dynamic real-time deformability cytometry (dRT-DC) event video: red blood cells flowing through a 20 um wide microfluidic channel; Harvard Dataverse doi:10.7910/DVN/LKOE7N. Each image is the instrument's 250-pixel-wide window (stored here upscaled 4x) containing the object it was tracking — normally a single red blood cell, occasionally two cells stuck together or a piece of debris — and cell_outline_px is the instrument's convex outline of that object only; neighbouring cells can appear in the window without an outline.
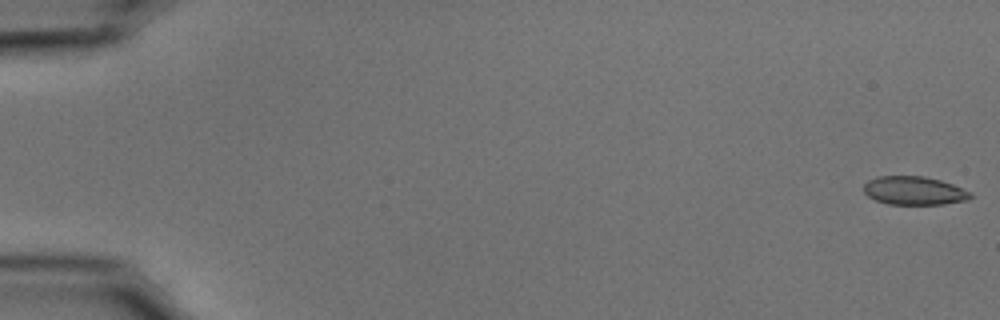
{"species": "common noctule bat (a hibernating species)", "species_latin": "Nyctalus noctula", "temperature_condition": "cold", "stored_images_in_passage": 54, "camera_frame_rate_fps": 3000, "um_per_image_px": 0.085, "animal": {"sex": "male", "body_mass_g": 15.6}, "frame": {"image": 1, "passage_image": 1, "time_ms": 0.0, "image_size_px": [1000, 320], "cell_outline_px": [[972, 196], [968, 200], [944, 204], [888, 204], [876, 200], [868, 196], [864, 192], [864, 184], [868, 180], [876, 176], [924, 176], [940, 180], [952, 184], [972, 192]], "centroid_in_image_um": [77.7, 16.2], "position_along_channel_um": 7.3, "area_um2": 17.74}}
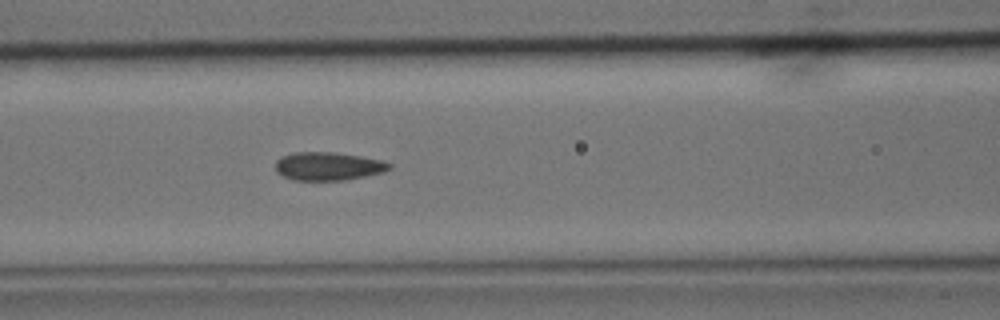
{"frame": {"image": 2, "passage_image": 24, "time_ms": 7.667, "image_size_px": [1000, 320], "cell_outline_px": [[392, 168], [384, 172], [344, 180], [296, 180], [284, 176], [276, 172], [276, 160], [280, 156], [292, 152], [336, 152], [384, 160], [392, 164]], "centroid_in_image_um": [27.91, 14.11], "position_along_channel_um": 138.7, "area_um2": 18.9}}
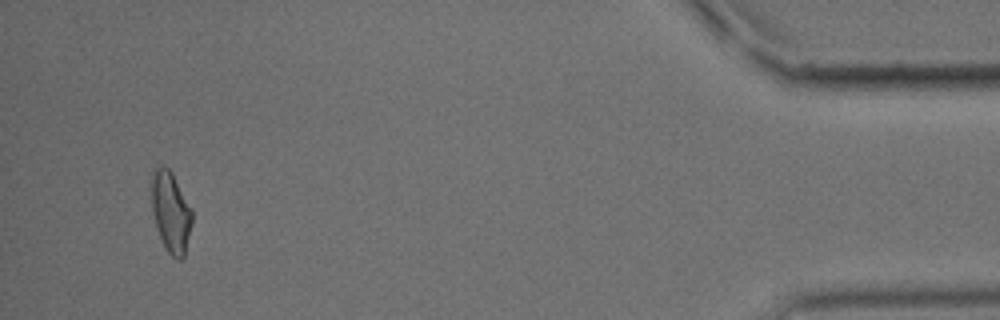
{"frame": {"image": 3, "passage_image": 52, "time_ms": 17.0, "image_size_px": [1000, 320], "cell_outline_px": [[192, 224], [184, 256], [180, 260], [176, 260], [164, 248], [156, 228], [152, 212], [152, 168], [160, 164], [164, 164], [172, 172], [192, 208]], "centroid_in_image_um": [14.51, 18.0], "position_along_channel_um": 420.7, "area_um2": 19.48}, "authors_computed_cell_mechanics": {"area_um2": 18.785, "velocity_mm_per_s": 3.7518, "shape_relaxation_time_tau1_ms": 4.5696, "shape_relaxation_time_tau2_ms": 1.7062, "deformation_change_tau1": 0.1337, "deformation_change_tau2": 0.0845}}